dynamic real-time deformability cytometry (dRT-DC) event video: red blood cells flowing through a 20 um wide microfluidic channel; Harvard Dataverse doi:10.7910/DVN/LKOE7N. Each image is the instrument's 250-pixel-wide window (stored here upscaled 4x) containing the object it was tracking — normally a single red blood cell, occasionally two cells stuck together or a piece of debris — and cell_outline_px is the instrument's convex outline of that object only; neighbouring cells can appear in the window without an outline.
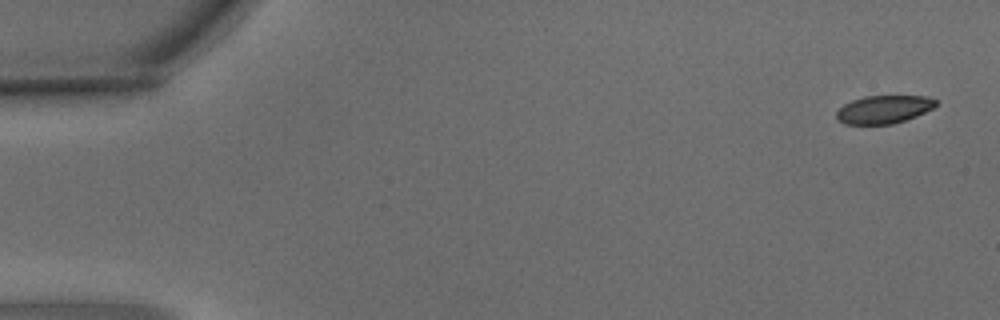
{"species": "common noctule bat (a hibernating species)", "species_latin": "Nyctalus noctula", "temperature_condition": "warm", "stored_images_in_passage": 4, "camera_frame_rate_fps": 3000, "um_per_image_px": 0.085, "animal": {"sex": "male", "body_mass_g": 15.6}, "frame": {"image": 1, "passage_image": 1, "time_ms": 0.0, "image_size_px": [1000, 320], "cell_outline_px": [[936, 104], [932, 108], [916, 116], [892, 124], [844, 124], [836, 120], [836, 112], [844, 104], [852, 100], [864, 96], [928, 96], [936, 100]], "centroid_in_image_um": [75.08, 9.3], "position_along_channel_um": 9.9, "area_um2": 16.18}}
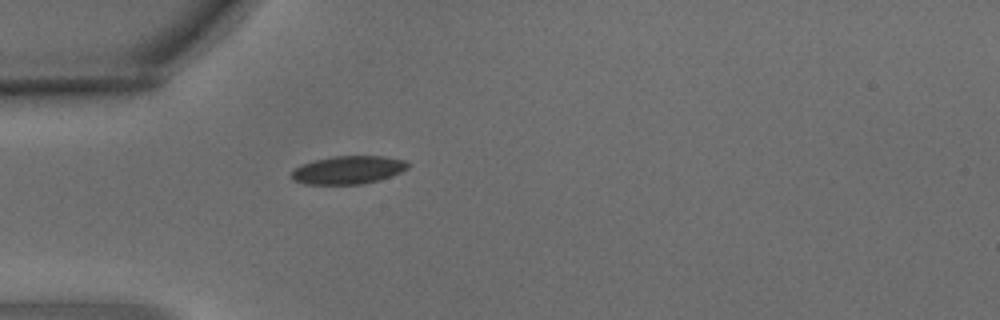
{"frame": {"image": 2, "passage_image": 4, "time_ms": 1.0, "image_size_px": [1000, 320], "cell_outline_px": [[408, 168], [400, 172], [380, 180], [360, 184], [304, 184], [292, 180], [288, 176], [288, 172], [300, 164], [332, 156], [384, 156], [404, 160], [408, 164]], "centroid_in_image_um": [29.5, 14.45], "position_along_channel_um": 55.5, "area_um2": 19.25}}